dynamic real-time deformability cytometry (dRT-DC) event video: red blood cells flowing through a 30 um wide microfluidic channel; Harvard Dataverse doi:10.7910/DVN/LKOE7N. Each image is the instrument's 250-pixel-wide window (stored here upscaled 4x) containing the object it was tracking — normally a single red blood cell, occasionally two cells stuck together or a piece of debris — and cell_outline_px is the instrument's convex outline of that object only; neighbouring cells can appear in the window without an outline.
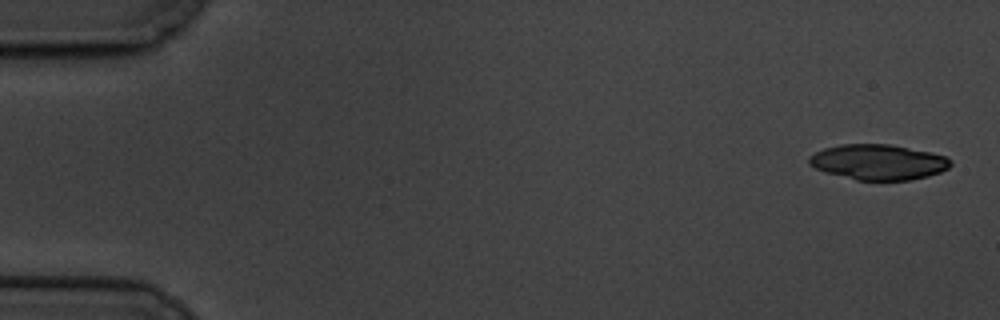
{"species": "common noctule bat (a hibernating species)", "species_latin": "Nyctalus noctula", "temperature_condition": "cold", "stored_images_in_passage": 6, "camera_frame_rate_fps": 3000, "um_per_image_px": 0.085, "animal": {"sex": "male", "body_mass_g": 19.5, "forearm_length_mm": 54.6}, "frame": {"image": 1, "passage_image": 1, "time_ms": 0.0, "image_size_px": [1000, 320], "cell_outline_px": [[952, 164], [948, 168], [940, 172], [928, 176], [912, 180], [856, 180], [824, 172], [808, 164], [808, 156], [824, 148], [840, 144], [888, 144], [932, 152], [944, 156], [952, 160]], "centroid_in_image_um": [74.65, 13.78], "position_along_channel_um": 10.4, "area_um2": 29.3}}